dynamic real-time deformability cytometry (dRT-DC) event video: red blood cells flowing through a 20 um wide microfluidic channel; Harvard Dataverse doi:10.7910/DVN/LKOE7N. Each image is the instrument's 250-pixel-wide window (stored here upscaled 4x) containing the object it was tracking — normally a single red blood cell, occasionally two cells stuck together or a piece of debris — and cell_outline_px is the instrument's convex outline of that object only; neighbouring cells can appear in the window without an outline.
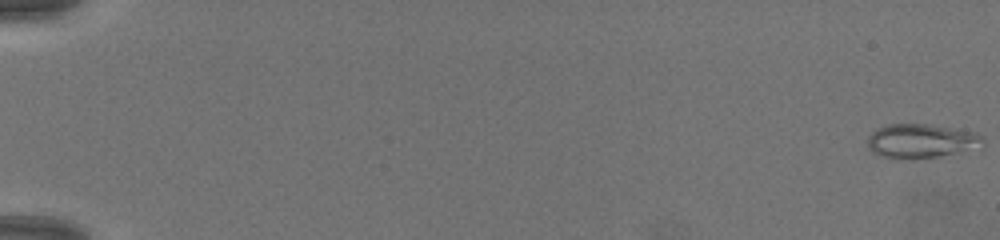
{"species": "common noctule bat (a hibernating species)", "species_latin": "Nyctalus noctula", "temperature_condition": "warm", "stored_images_in_passage": 62, "camera_frame_rate_fps": 3000, "um_per_image_px": 0.085, "animal": {"sex": "female", "body_mass_g": 19.5, "forearm_length_mm": 54.1}, "frame": {"image": 1, "passage_image": 1, "time_ms": 0.0, "image_size_px": [1000, 240], "cell_outline_px": [[984, 148], [916, 160], [896, 160], [880, 156], [872, 152], [868, 148], [868, 136], [876, 128], [888, 124], [932, 124], [976, 132], [984, 136]], "centroid_in_image_um": [78.34, 12.01], "position_along_channel_um": 6.7, "area_um2": 23.87}}
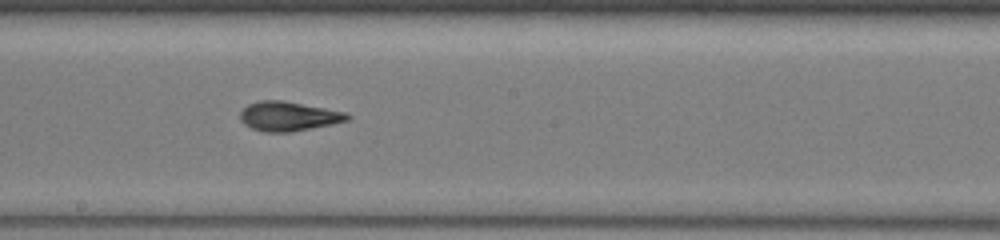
{"frame": {"image": 2, "passage_image": 37, "time_ms": 12.0, "image_size_px": [1000, 240], "cell_outline_px": [[352, 116], [348, 120], [332, 124], [292, 132], [264, 132], [252, 128], [244, 124], [240, 120], [240, 112], [248, 104], [260, 100], [284, 100], [348, 112]], "centroid_in_image_um": [24.54, 9.87], "position_along_channel_um": 223.7, "area_um2": 18.55}}
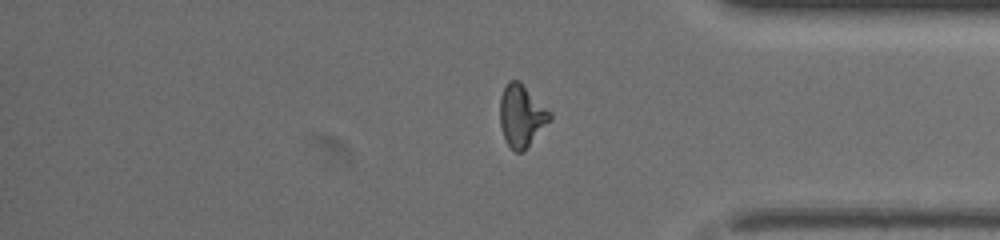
{"frame": {"image": 3, "passage_image": 52, "time_ms": 17.0, "image_size_px": [1000, 240], "cell_outline_px": [[552, 120], [524, 152], [516, 152], [508, 144], [504, 136], [500, 124], [500, 96], [508, 80], [520, 80], [552, 112]], "centroid_in_image_um": [44.37, 9.82], "position_along_channel_um": 390.8, "area_um2": 18.44}}